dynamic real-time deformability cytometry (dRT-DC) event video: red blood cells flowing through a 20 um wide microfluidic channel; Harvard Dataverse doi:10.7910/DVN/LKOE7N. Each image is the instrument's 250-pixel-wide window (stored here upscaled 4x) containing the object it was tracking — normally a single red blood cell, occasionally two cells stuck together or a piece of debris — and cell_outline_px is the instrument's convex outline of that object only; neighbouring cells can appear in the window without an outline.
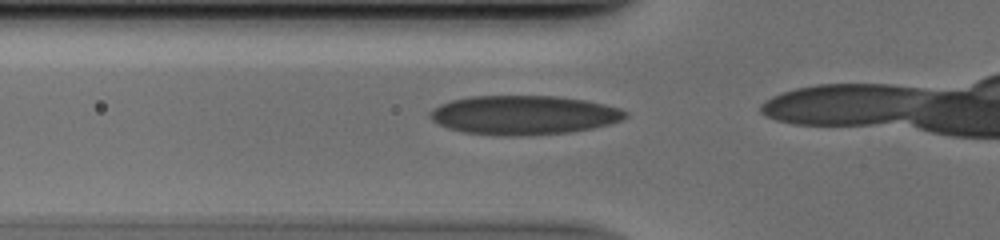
{"species": "human", "species_latin": "Homo sapiens", "temperature_condition": "cold", "stored_images_in_passage": 6, "camera_frame_rate_fps": 3000, "um_per_image_px": 0.085, "donor": {"sex": "male"}, "frame": {"image": 1, "passage_image": 2, "time_ms": 0.333, "image_size_px": [1000, 240], "cell_outline_px": [[628, 116], [620, 120], [608, 124], [592, 128], [568, 132], [524, 136], [496, 136], [464, 132], [448, 128], [432, 120], [428, 116], [428, 112], [440, 104], [452, 100], [472, 96], [556, 96], [584, 100], [604, 104], [620, 108], [628, 112]], "centroid_in_image_um": [44.5, 9.78], "position_along_channel_um": 81.3, "area_um2": 44.56}}